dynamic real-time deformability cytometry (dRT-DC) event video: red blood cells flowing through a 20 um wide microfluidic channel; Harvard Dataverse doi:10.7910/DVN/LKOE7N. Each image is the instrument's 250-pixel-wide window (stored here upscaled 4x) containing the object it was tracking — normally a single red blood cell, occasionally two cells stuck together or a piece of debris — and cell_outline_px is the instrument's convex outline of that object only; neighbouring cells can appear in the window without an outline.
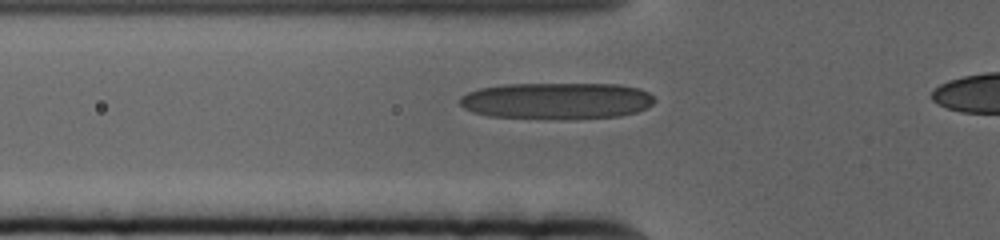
{"species": "human", "species_latin": "Homo sapiens", "temperature_condition": "cold", "stored_images_in_passage": 43, "camera_frame_rate_fps": 3000, "um_per_image_px": 0.085, "donor": {"sex": "female"}, "frame": {"image": 1, "passage_image": 11, "time_ms": 3.333, "image_size_px": [1000, 240], "cell_outline_px": [[656, 100], [652, 104], [636, 112], [620, 116], [488, 116], [472, 112], [464, 108], [460, 104], [460, 96], [468, 92], [480, 88], [504, 84], [620, 84], [640, 88], [648, 92]], "centroid_in_image_um": [47.32, 8.51], "position_along_channel_um": 78.5, "area_um2": 40.11}}
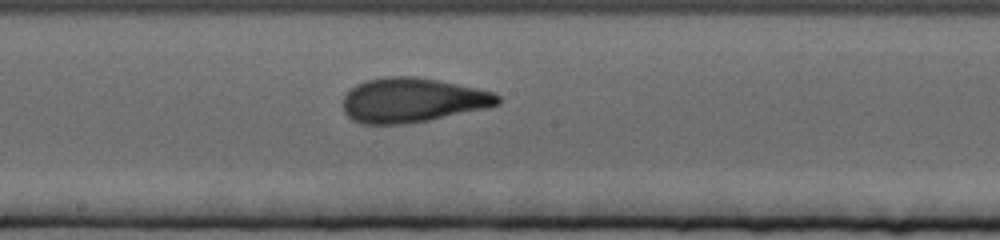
{"frame": {"image": 2, "passage_image": 23, "time_ms": 7.333, "image_size_px": [1000, 240], "cell_outline_px": [[500, 104], [488, 108], [428, 120], [404, 124], [360, 124], [352, 120], [344, 112], [344, 96], [356, 84], [364, 80], [384, 76], [412, 76], [436, 80], [476, 88], [492, 92], [500, 96]], "centroid_in_image_um": [35.04, 8.52], "position_along_channel_um": 213.2, "area_um2": 40.11}}
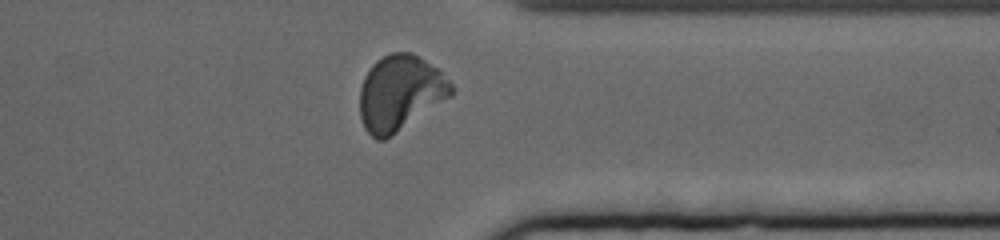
{"frame": {"image": 3, "passage_image": 38, "time_ms": 12.333, "image_size_px": [1000, 240], "cell_outline_px": [[456, 88], [452, 96], [392, 136], [384, 140], [376, 140], [364, 128], [360, 116], [360, 88], [364, 76], [372, 64], [376, 60], [392, 52], [412, 52], [436, 68]], "centroid_in_image_um": [34.0, 7.91], "position_along_channel_um": 377.4, "area_um2": 40.29}}